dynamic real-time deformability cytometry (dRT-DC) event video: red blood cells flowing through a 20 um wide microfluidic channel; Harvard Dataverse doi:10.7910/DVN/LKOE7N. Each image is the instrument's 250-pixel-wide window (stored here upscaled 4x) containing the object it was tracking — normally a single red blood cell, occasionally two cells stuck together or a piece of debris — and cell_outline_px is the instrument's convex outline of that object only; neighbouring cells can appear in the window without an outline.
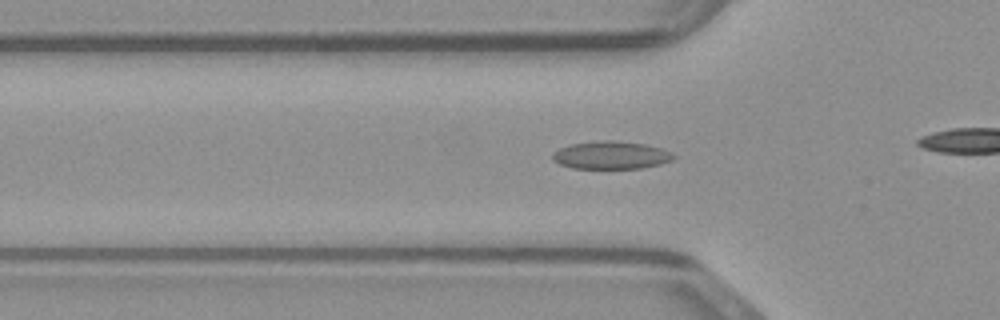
{"species": "common noctule bat (a hibernating species)", "species_latin": "Nyctalus noctula", "temperature_condition": "warm", "stored_images_in_passage": 36, "camera_frame_rate_fps": 3000, "um_per_image_px": 0.085, "animal": {"sex": "male", "body_mass_g": 23.1, "forearm_length_mm": 52.7}, "frame": {"image": 1, "passage_image": 14, "time_ms": 4.333, "image_size_px": [1000, 320], "cell_outline_px": [[676, 156], [672, 160], [660, 164], [640, 168], [572, 168], [560, 164], [552, 160], [552, 156], [560, 148], [572, 144], [604, 140], [612, 140], [644, 144], [660, 148], [672, 152]], "centroid_in_image_um": [51.96, 13.19], "position_along_channel_um": 73.8, "area_um2": 19.36}}
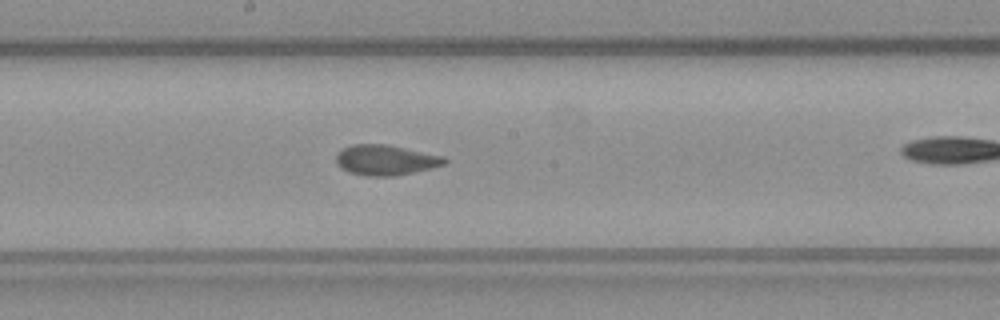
{"frame": {"image": 2, "passage_image": 24, "time_ms": 7.667, "image_size_px": [1000, 320], "cell_outline_px": [[448, 160], [444, 164], [432, 168], [396, 176], [364, 176], [348, 172], [340, 168], [336, 164], [336, 156], [344, 148], [352, 144], [388, 144], [444, 156]], "centroid_in_image_um": [32.78, 13.61], "position_along_channel_um": 215.4, "area_um2": 19.31}}
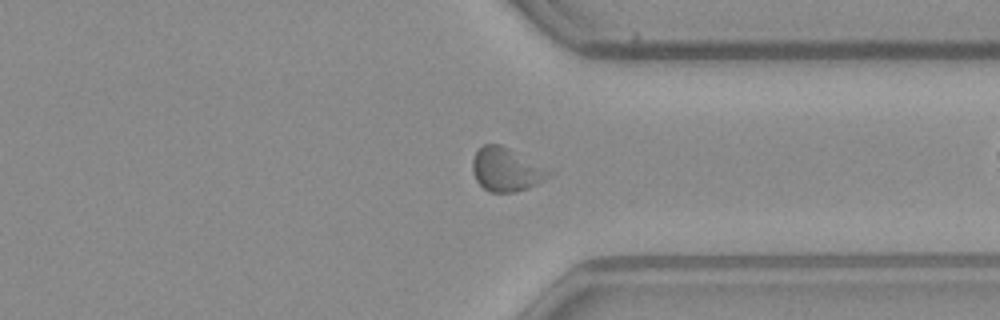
{"frame": {"image": 3, "passage_image": 35, "time_ms": 11.333, "image_size_px": [1000, 320], "cell_outline_px": [[556, 172], [552, 176], [528, 188], [516, 192], [488, 192], [476, 180], [472, 172], [472, 160], [476, 152], [484, 144], [500, 144]], "centroid_in_image_um": [43.05, 14.42], "position_along_channel_um": 368.3, "area_um2": 19.48}}